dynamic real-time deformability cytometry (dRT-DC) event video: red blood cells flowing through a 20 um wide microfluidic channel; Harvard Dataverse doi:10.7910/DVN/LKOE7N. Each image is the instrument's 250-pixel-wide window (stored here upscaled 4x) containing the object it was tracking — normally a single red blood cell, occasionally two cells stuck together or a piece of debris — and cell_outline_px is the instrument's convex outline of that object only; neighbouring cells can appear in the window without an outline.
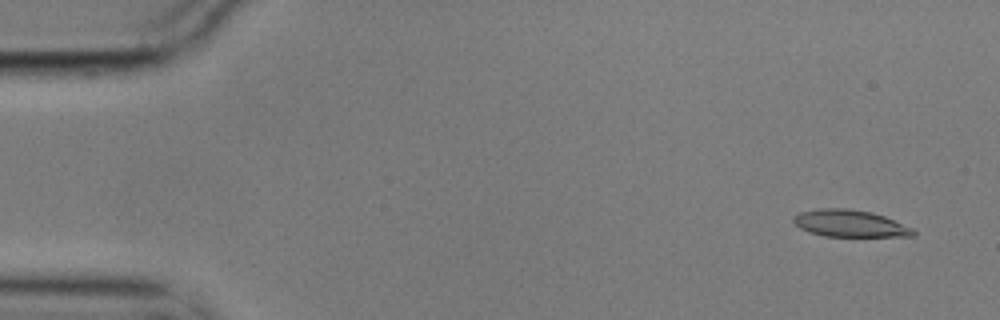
{"species": "common noctule bat (a hibernating species)", "species_latin": "Nyctalus noctula", "temperature_condition": "cold", "stored_images_in_passage": 9, "camera_frame_rate_fps": 3000, "um_per_image_px": 0.085, "animal": {"sex": "male", "body_mass_g": 17.9}, "frame": {"image": 1, "passage_image": 1, "time_ms": 0.0, "image_size_px": [1000, 320], "cell_outline_px": [[916, 236], [824, 236], [800, 228], [792, 220], [792, 216], [800, 212], [820, 208], [848, 208], [872, 212], [884, 216], [912, 228], [916, 232]], "centroid_in_image_um": [72.23, 18.98], "position_along_channel_um": 12.8, "area_um2": 18.73}}
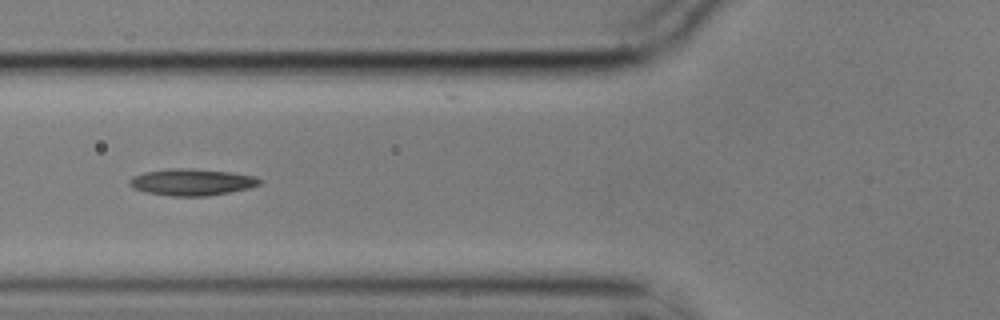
{"frame": {"image": 2, "passage_image": 6, "time_ms": 1.667, "image_size_px": [1000, 320], "cell_outline_px": [[264, 180], [260, 184], [248, 188], [208, 196], [172, 196], [144, 192], [132, 188], [128, 184], [128, 180], [132, 176], [144, 172], [172, 168], [188, 168], [232, 172], [256, 176]], "centroid_in_image_um": [16.28, 15.47], "position_along_channel_um": 109.5, "area_um2": 20.4}}
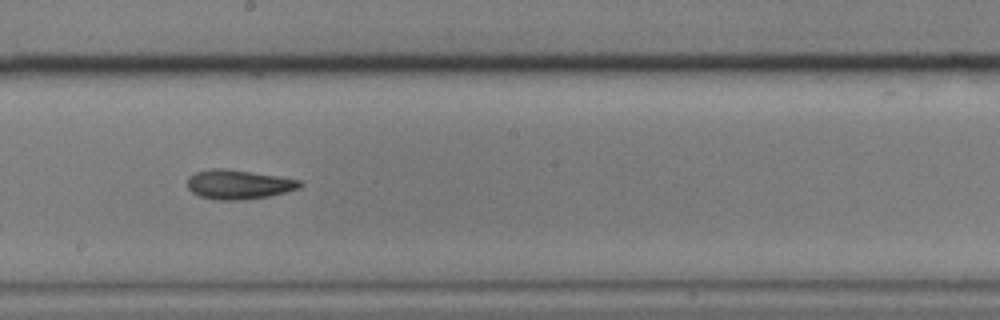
{"frame": {"image": 3, "passage_image": 9, "time_ms": 2.667, "image_size_px": [1000, 320], "cell_outline_px": [[304, 184], [300, 188], [268, 196], [244, 200], [216, 200], [200, 196], [192, 192], [188, 188], [188, 176], [196, 172], [212, 168], [224, 168], [252, 172], [300, 180]], "centroid_in_image_um": [20.26, 15.68], "position_along_channel_um": 227.9, "area_um2": 19.19}}